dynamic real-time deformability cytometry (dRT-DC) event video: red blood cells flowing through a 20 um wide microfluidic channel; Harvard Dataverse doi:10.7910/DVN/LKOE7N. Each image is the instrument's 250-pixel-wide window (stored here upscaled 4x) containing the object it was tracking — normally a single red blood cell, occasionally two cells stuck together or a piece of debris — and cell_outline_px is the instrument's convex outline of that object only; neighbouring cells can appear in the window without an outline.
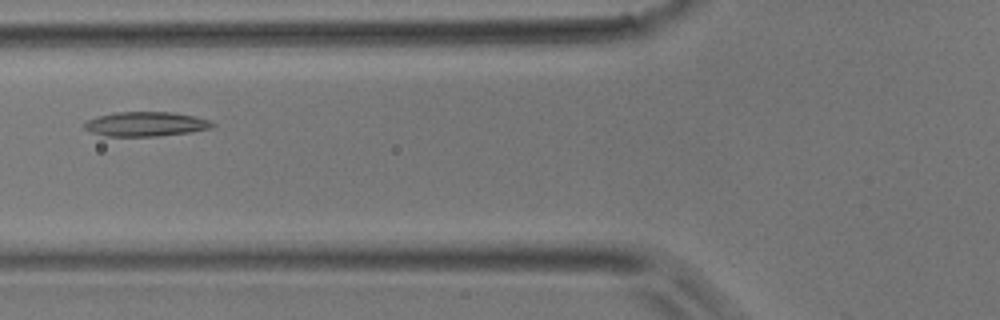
{"species": "common noctule bat (a hibernating species)", "species_latin": "Nyctalus noctula", "temperature_condition": "room temperature", "stored_images_in_passage": 4, "camera_frame_rate_fps": 3000, "um_per_image_px": 0.085, "animal": {"sex": "male", "body_mass_g": 17.9}, "frame": {"image": 1, "passage_image": 4, "time_ms": 1.0, "image_size_px": [1000, 320], "cell_outline_px": [[216, 124], [212, 128], [192, 132], [156, 136], [104, 136], [92, 132], [84, 128], [84, 124], [88, 120], [96, 116], [116, 112], [172, 112], [192, 116], [208, 120]], "centroid_in_image_um": [12.38, 10.55], "position_along_channel_um": 113.4, "area_um2": 18.21}}